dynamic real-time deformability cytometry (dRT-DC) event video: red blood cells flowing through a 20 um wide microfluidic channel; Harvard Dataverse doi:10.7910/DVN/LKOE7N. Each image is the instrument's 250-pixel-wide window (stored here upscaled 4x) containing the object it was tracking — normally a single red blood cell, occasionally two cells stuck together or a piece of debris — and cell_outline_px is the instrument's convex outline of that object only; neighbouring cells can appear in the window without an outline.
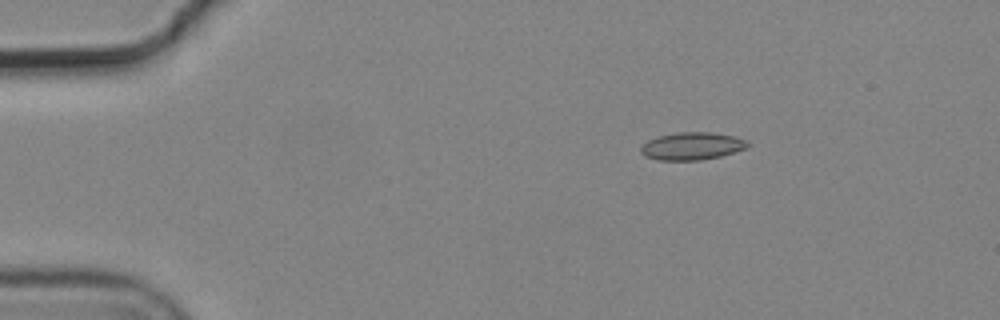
{"species": "common noctule bat (a hibernating species)", "species_latin": "Nyctalus noctula", "temperature_condition": "cold", "stored_images_in_passage": 3, "camera_frame_rate_fps": 3000, "um_per_image_px": 0.085, "animal": {"sex": "male", "body_mass_g": 19.2, "forearm_length_mm": 51.8}, "frame": {"image": 1, "passage_image": 1, "time_ms": 0.0, "image_size_px": [1000, 320], "cell_outline_px": [[748, 144], [744, 148], [720, 156], [700, 160], [656, 160], [644, 156], [640, 152], [640, 148], [648, 140], [656, 136], [680, 132], [712, 132], [732, 136], [748, 140]], "centroid_in_image_um": [58.76, 12.41], "position_along_channel_um": 26.2, "area_um2": 17.05}}